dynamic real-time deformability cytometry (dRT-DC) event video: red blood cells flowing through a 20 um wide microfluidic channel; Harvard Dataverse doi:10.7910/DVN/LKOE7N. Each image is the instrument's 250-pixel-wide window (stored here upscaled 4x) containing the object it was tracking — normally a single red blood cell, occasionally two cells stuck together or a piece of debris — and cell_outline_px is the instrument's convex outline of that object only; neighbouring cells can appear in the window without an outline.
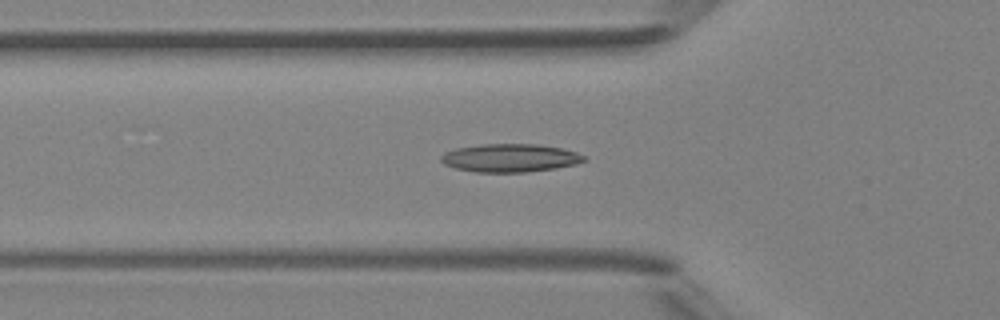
{"species": "Egyptian fruit bat (a non-hibernating species)", "species_latin": "Rousettus aegyptiacus", "temperature_condition": "room temperature", "stored_images_in_passage": 43, "camera_frame_rate_fps": 3000, "um_per_image_px": 0.085, "animal": {"sex": "female"}, "frame": {"image": 1, "passage_image": 10, "time_ms": 3.0, "image_size_px": [1000, 320], "cell_outline_px": [[588, 160], [576, 164], [556, 168], [524, 172], [476, 172], [456, 168], [444, 164], [440, 160], [440, 156], [444, 152], [456, 148], [480, 144], [540, 144], [560, 148], [576, 152], [584, 156]], "centroid_in_image_um": [43.34, 13.42], "position_along_channel_um": 82.5, "area_um2": 23.52}}
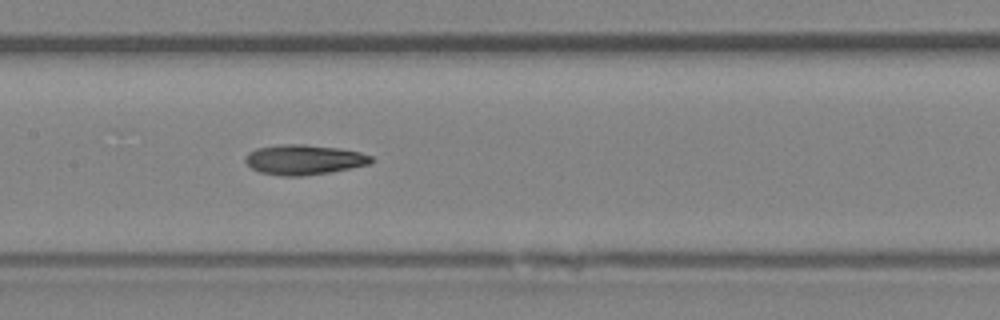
{"frame": {"image": 2, "passage_image": 17, "time_ms": 5.333, "image_size_px": [1000, 320], "cell_outline_px": [[376, 160], [372, 164], [332, 172], [300, 176], [280, 176], [260, 172], [252, 168], [244, 160], [244, 156], [248, 152], [256, 148], [280, 144], [304, 144], [336, 148], [360, 152], [372, 156]], "centroid_in_image_um": [25.86, 13.57], "position_along_channel_um": 181.5, "area_um2": 22.25}}
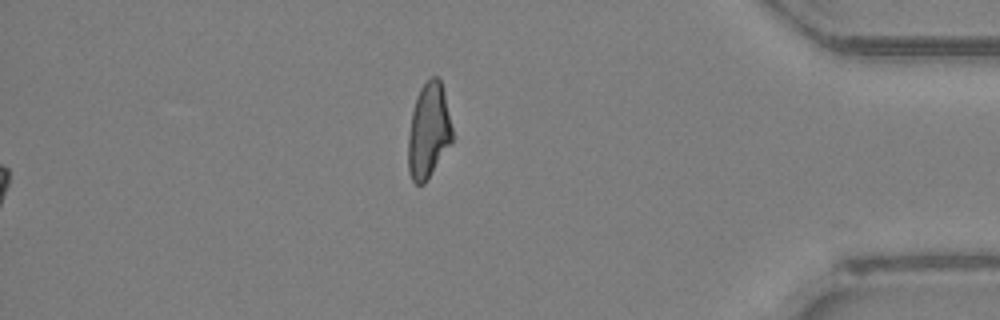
{"frame": {"image": 3, "passage_image": 43, "time_ms": 14.0, "image_size_px": [1000, 320], "cell_outline_px": [[452, 144], [424, 184], [416, 184], [412, 180], [408, 172], [408, 132], [412, 112], [416, 96], [420, 88], [432, 76], [436, 76], [440, 80], [444, 92], [452, 128]], "centroid_in_image_um": [36.42, 11.15], "position_along_channel_um": 398.8, "area_um2": 24.57}, "authors_computed_cell_mechanics": {"area_um2": 21.7328, "velocity_mm_per_s": 4.2517, "shape_relaxation_time_tau1_ms": null, "shape_relaxation_time_tau2_ms": 6.4529, "deformation_change_tau1": null, "deformation_change_tau2": 0.1645}}